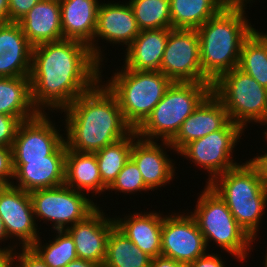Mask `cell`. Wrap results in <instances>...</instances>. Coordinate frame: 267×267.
<instances>
[{
	"label": "cell",
	"mask_w": 267,
	"mask_h": 267,
	"mask_svg": "<svg viewBox=\"0 0 267 267\" xmlns=\"http://www.w3.org/2000/svg\"><path fill=\"white\" fill-rule=\"evenodd\" d=\"M99 65L90 47L78 40L62 39L34 46L29 78L35 109L39 113H45V107L63 112L101 81Z\"/></svg>",
	"instance_id": "1"
},
{
	"label": "cell",
	"mask_w": 267,
	"mask_h": 267,
	"mask_svg": "<svg viewBox=\"0 0 267 267\" xmlns=\"http://www.w3.org/2000/svg\"><path fill=\"white\" fill-rule=\"evenodd\" d=\"M99 81L77 97L66 113V147L95 153L128 136L133 128L125 121L116 96Z\"/></svg>",
	"instance_id": "2"
},
{
	"label": "cell",
	"mask_w": 267,
	"mask_h": 267,
	"mask_svg": "<svg viewBox=\"0 0 267 267\" xmlns=\"http://www.w3.org/2000/svg\"><path fill=\"white\" fill-rule=\"evenodd\" d=\"M244 9L245 4H227L196 29L202 73L211 84L238 67L243 43L255 30L244 16Z\"/></svg>",
	"instance_id": "3"
},
{
	"label": "cell",
	"mask_w": 267,
	"mask_h": 267,
	"mask_svg": "<svg viewBox=\"0 0 267 267\" xmlns=\"http://www.w3.org/2000/svg\"><path fill=\"white\" fill-rule=\"evenodd\" d=\"M212 92L211 83L172 82L146 120L136 129L145 140L170 142L181 124Z\"/></svg>",
	"instance_id": "4"
},
{
	"label": "cell",
	"mask_w": 267,
	"mask_h": 267,
	"mask_svg": "<svg viewBox=\"0 0 267 267\" xmlns=\"http://www.w3.org/2000/svg\"><path fill=\"white\" fill-rule=\"evenodd\" d=\"M108 81L107 88L116 96L124 119L133 130L146 120L172 84L160 71L125 67Z\"/></svg>",
	"instance_id": "5"
},
{
	"label": "cell",
	"mask_w": 267,
	"mask_h": 267,
	"mask_svg": "<svg viewBox=\"0 0 267 267\" xmlns=\"http://www.w3.org/2000/svg\"><path fill=\"white\" fill-rule=\"evenodd\" d=\"M191 215L204 236L206 246L214 240L237 259H246L253 240L238 225L226 202L208 184Z\"/></svg>",
	"instance_id": "6"
},
{
	"label": "cell",
	"mask_w": 267,
	"mask_h": 267,
	"mask_svg": "<svg viewBox=\"0 0 267 267\" xmlns=\"http://www.w3.org/2000/svg\"><path fill=\"white\" fill-rule=\"evenodd\" d=\"M212 93L223 103L233 123L243 129L248 122L267 123V88L238 67L222 74Z\"/></svg>",
	"instance_id": "7"
},
{
	"label": "cell",
	"mask_w": 267,
	"mask_h": 267,
	"mask_svg": "<svg viewBox=\"0 0 267 267\" xmlns=\"http://www.w3.org/2000/svg\"><path fill=\"white\" fill-rule=\"evenodd\" d=\"M30 196L34 215L41 220L52 221L53 229L56 231L68 229V225L72 226L84 220L97 208L85 193L65 184L34 190L30 192Z\"/></svg>",
	"instance_id": "8"
},
{
	"label": "cell",
	"mask_w": 267,
	"mask_h": 267,
	"mask_svg": "<svg viewBox=\"0 0 267 267\" xmlns=\"http://www.w3.org/2000/svg\"><path fill=\"white\" fill-rule=\"evenodd\" d=\"M243 130L240 125L230 121L223 129L188 143L179 153L209 171L211 177L206 182L209 184L218 175L239 164L233 162L231 155Z\"/></svg>",
	"instance_id": "9"
},
{
	"label": "cell",
	"mask_w": 267,
	"mask_h": 267,
	"mask_svg": "<svg viewBox=\"0 0 267 267\" xmlns=\"http://www.w3.org/2000/svg\"><path fill=\"white\" fill-rule=\"evenodd\" d=\"M196 29L169 28L160 72L172 82L210 83L202 73Z\"/></svg>",
	"instance_id": "10"
},
{
	"label": "cell",
	"mask_w": 267,
	"mask_h": 267,
	"mask_svg": "<svg viewBox=\"0 0 267 267\" xmlns=\"http://www.w3.org/2000/svg\"><path fill=\"white\" fill-rule=\"evenodd\" d=\"M174 215L163 216L161 255L187 265L206 254V242L192 215Z\"/></svg>",
	"instance_id": "11"
},
{
	"label": "cell",
	"mask_w": 267,
	"mask_h": 267,
	"mask_svg": "<svg viewBox=\"0 0 267 267\" xmlns=\"http://www.w3.org/2000/svg\"><path fill=\"white\" fill-rule=\"evenodd\" d=\"M47 113L19 124L12 146L13 164H26V160L46 159L63 142Z\"/></svg>",
	"instance_id": "12"
},
{
	"label": "cell",
	"mask_w": 267,
	"mask_h": 267,
	"mask_svg": "<svg viewBox=\"0 0 267 267\" xmlns=\"http://www.w3.org/2000/svg\"><path fill=\"white\" fill-rule=\"evenodd\" d=\"M0 216L8 237H18L23 248L30 247L39 238L29 192L13 185H1Z\"/></svg>",
	"instance_id": "13"
},
{
	"label": "cell",
	"mask_w": 267,
	"mask_h": 267,
	"mask_svg": "<svg viewBox=\"0 0 267 267\" xmlns=\"http://www.w3.org/2000/svg\"><path fill=\"white\" fill-rule=\"evenodd\" d=\"M230 121L223 103L211 92L181 124L175 137L160 145L179 153L188 143L223 129Z\"/></svg>",
	"instance_id": "14"
},
{
	"label": "cell",
	"mask_w": 267,
	"mask_h": 267,
	"mask_svg": "<svg viewBox=\"0 0 267 267\" xmlns=\"http://www.w3.org/2000/svg\"><path fill=\"white\" fill-rule=\"evenodd\" d=\"M140 33L134 12L129 3H101L97 11V26L94 40L88 45L94 58L102 62L101 49L94 43L95 37H101L112 43H123L127 47ZM96 45V46H95ZM101 54V55H100Z\"/></svg>",
	"instance_id": "15"
},
{
	"label": "cell",
	"mask_w": 267,
	"mask_h": 267,
	"mask_svg": "<svg viewBox=\"0 0 267 267\" xmlns=\"http://www.w3.org/2000/svg\"><path fill=\"white\" fill-rule=\"evenodd\" d=\"M208 185L226 203L267 202V189L249 161L218 175Z\"/></svg>",
	"instance_id": "16"
},
{
	"label": "cell",
	"mask_w": 267,
	"mask_h": 267,
	"mask_svg": "<svg viewBox=\"0 0 267 267\" xmlns=\"http://www.w3.org/2000/svg\"><path fill=\"white\" fill-rule=\"evenodd\" d=\"M101 211L97 207L84 220L69 226L66 231L74 240L77 258L102 266L106 256L109 233L115 226V220L104 217Z\"/></svg>",
	"instance_id": "17"
},
{
	"label": "cell",
	"mask_w": 267,
	"mask_h": 267,
	"mask_svg": "<svg viewBox=\"0 0 267 267\" xmlns=\"http://www.w3.org/2000/svg\"><path fill=\"white\" fill-rule=\"evenodd\" d=\"M66 149L64 141L46 159L26 160V164H13V179L16 178L19 183L12 185L30 193L65 184Z\"/></svg>",
	"instance_id": "18"
},
{
	"label": "cell",
	"mask_w": 267,
	"mask_h": 267,
	"mask_svg": "<svg viewBox=\"0 0 267 267\" xmlns=\"http://www.w3.org/2000/svg\"><path fill=\"white\" fill-rule=\"evenodd\" d=\"M32 49L19 23H0V77H29Z\"/></svg>",
	"instance_id": "19"
},
{
	"label": "cell",
	"mask_w": 267,
	"mask_h": 267,
	"mask_svg": "<svg viewBox=\"0 0 267 267\" xmlns=\"http://www.w3.org/2000/svg\"><path fill=\"white\" fill-rule=\"evenodd\" d=\"M154 141L157 140L138 137L134 139L130 152V158L138 166L145 185L151 191L169 183L175 171L172 160L166 156L167 152Z\"/></svg>",
	"instance_id": "20"
},
{
	"label": "cell",
	"mask_w": 267,
	"mask_h": 267,
	"mask_svg": "<svg viewBox=\"0 0 267 267\" xmlns=\"http://www.w3.org/2000/svg\"><path fill=\"white\" fill-rule=\"evenodd\" d=\"M18 23L33 47L63 39L59 0H40Z\"/></svg>",
	"instance_id": "21"
},
{
	"label": "cell",
	"mask_w": 267,
	"mask_h": 267,
	"mask_svg": "<svg viewBox=\"0 0 267 267\" xmlns=\"http://www.w3.org/2000/svg\"><path fill=\"white\" fill-rule=\"evenodd\" d=\"M98 0H59L63 39L89 45L97 26Z\"/></svg>",
	"instance_id": "22"
},
{
	"label": "cell",
	"mask_w": 267,
	"mask_h": 267,
	"mask_svg": "<svg viewBox=\"0 0 267 267\" xmlns=\"http://www.w3.org/2000/svg\"><path fill=\"white\" fill-rule=\"evenodd\" d=\"M169 29L142 30L126 48L125 68L160 71Z\"/></svg>",
	"instance_id": "23"
},
{
	"label": "cell",
	"mask_w": 267,
	"mask_h": 267,
	"mask_svg": "<svg viewBox=\"0 0 267 267\" xmlns=\"http://www.w3.org/2000/svg\"><path fill=\"white\" fill-rule=\"evenodd\" d=\"M161 216V214L154 212H149V214L145 212L144 215L134 213L127 216L128 218H114V220L115 226L124 235L141 251L154 258L161 255V230L163 222V217Z\"/></svg>",
	"instance_id": "24"
},
{
	"label": "cell",
	"mask_w": 267,
	"mask_h": 267,
	"mask_svg": "<svg viewBox=\"0 0 267 267\" xmlns=\"http://www.w3.org/2000/svg\"><path fill=\"white\" fill-rule=\"evenodd\" d=\"M65 185L84 192L102 193L107 187L102 183L95 153H79L66 149Z\"/></svg>",
	"instance_id": "25"
},
{
	"label": "cell",
	"mask_w": 267,
	"mask_h": 267,
	"mask_svg": "<svg viewBox=\"0 0 267 267\" xmlns=\"http://www.w3.org/2000/svg\"><path fill=\"white\" fill-rule=\"evenodd\" d=\"M0 114L16 117L20 122L36 117L29 77H0Z\"/></svg>",
	"instance_id": "26"
},
{
	"label": "cell",
	"mask_w": 267,
	"mask_h": 267,
	"mask_svg": "<svg viewBox=\"0 0 267 267\" xmlns=\"http://www.w3.org/2000/svg\"><path fill=\"white\" fill-rule=\"evenodd\" d=\"M172 29H198L227 4L224 0H169Z\"/></svg>",
	"instance_id": "27"
},
{
	"label": "cell",
	"mask_w": 267,
	"mask_h": 267,
	"mask_svg": "<svg viewBox=\"0 0 267 267\" xmlns=\"http://www.w3.org/2000/svg\"><path fill=\"white\" fill-rule=\"evenodd\" d=\"M151 260L116 226L112 228L102 267H150Z\"/></svg>",
	"instance_id": "28"
},
{
	"label": "cell",
	"mask_w": 267,
	"mask_h": 267,
	"mask_svg": "<svg viewBox=\"0 0 267 267\" xmlns=\"http://www.w3.org/2000/svg\"><path fill=\"white\" fill-rule=\"evenodd\" d=\"M238 68L267 88V35L254 30L244 41Z\"/></svg>",
	"instance_id": "29"
},
{
	"label": "cell",
	"mask_w": 267,
	"mask_h": 267,
	"mask_svg": "<svg viewBox=\"0 0 267 267\" xmlns=\"http://www.w3.org/2000/svg\"><path fill=\"white\" fill-rule=\"evenodd\" d=\"M138 138L136 130L115 143L95 152L102 183L108 188L116 179L125 163L130 159L133 139Z\"/></svg>",
	"instance_id": "30"
},
{
	"label": "cell",
	"mask_w": 267,
	"mask_h": 267,
	"mask_svg": "<svg viewBox=\"0 0 267 267\" xmlns=\"http://www.w3.org/2000/svg\"><path fill=\"white\" fill-rule=\"evenodd\" d=\"M57 233L55 240L46 245H42L39 237L30 246L48 267H65L77 259L76 246L70 234L66 230Z\"/></svg>",
	"instance_id": "31"
},
{
	"label": "cell",
	"mask_w": 267,
	"mask_h": 267,
	"mask_svg": "<svg viewBox=\"0 0 267 267\" xmlns=\"http://www.w3.org/2000/svg\"><path fill=\"white\" fill-rule=\"evenodd\" d=\"M140 31L171 28L169 0H130Z\"/></svg>",
	"instance_id": "32"
},
{
	"label": "cell",
	"mask_w": 267,
	"mask_h": 267,
	"mask_svg": "<svg viewBox=\"0 0 267 267\" xmlns=\"http://www.w3.org/2000/svg\"><path fill=\"white\" fill-rule=\"evenodd\" d=\"M267 202L226 203L238 225L254 241Z\"/></svg>",
	"instance_id": "33"
},
{
	"label": "cell",
	"mask_w": 267,
	"mask_h": 267,
	"mask_svg": "<svg viewBox=\"0 0 267 267\" xmlns=\"http://www.w3.org/2000/svg\"><path fill=\"white\" fill-rule=\"evenodd\" d=\"M107 190L133 193L141 190L147 191L150 189L145 185L138 166L130 158Z\"/></svg>",
	"instance_id": "34"
},
{
	"label": "cell",
	"mask_w": 267,
	"mask_h": 267,
	"mask_svg": "<svg viewBox=\"0 0 267 267\" xmlns=\"http://www.w3.org/2000/svg\"><path fill=\"white\" fill-rule=\"evenodd\" d=\"M21 122L13 116L0 114V147H12Z\"/></svg>",
	"instance_id": "35"
},
{
	"label": "cell",
	"mask_w": 267,
	"mask_h": 267,
	"mask_svg": "<svg viewBox=\"0 0 267 267\" xmlns=\"http://www.w3.org/2000/svg\"><path fill=\"white\" fill-rule=\"evenodd\" d=\"M14 177L12 147H0V186L12 185ZM10 181V182H9Z\"/></svg>",
	"instance_id": "36"
},
{
	"label": "cell",
	"mask_w": 267,
	"mask_h": 267,
	"mask_svg": "<svg viewBox=\"0 0 267 267\" xmlns=\"http://www.w3.org/2000/svg\"><path fill=\"white\" fill-rule=\"evenodd\" d=\"M40 0H8L9 22L18 23Z\"/></svg>",
	"instance_id": "37"
},
{
	"label": "cell",
	"mask_w": 267,
	"mask_h": 267,
	"mask_svg": "<svg viewBox=\"0 0 267 267\" xmlns=\"http://www.w3.org/2000/svg\"><path fill=\"white\" fill-rule=\"evenodd\" d=\"M18 254V255H17ZM16 267H48L43 260L30 248H23L22 253H14ZM18 261V265H17Z\"/></svg>",
	"instance_id": "38"
},
{
	"label": "cell",
	"mask_w": 267,
	"mask_h": 267,
	"mask_svg": "<svg viewBox=\"0 0 267 267\" xmlns=\"http://www.w3.org/2000/svg\"><path fill=\"white\" fill-rule=\"evenodd\" d=\"M221 257L214 253L200 256L195 261L188 263L186 267H225Z\"/></svg>",
	"instance_id": "39"
},
{
	"label": "cell",
	"mask_w": 267,
	"mask_h": 267,
	"mask_svg": "<svg viewBox=\"0 0 267 267\" xmlns=\"http://www.w3.org/2000/svg\"><path fill=\"white\" fill-rule=\"evenodd\" d=\"M249 162L256 168L259 177L267 189V153L250 159Z\"/></svg>",
	"instance_id": "40"
},
{
	"label": "cell",
	"mask_w": 267,
	"mask_h": 267,
	"mask_svg": "<svg viewBox=\"0 0 267 267\" xmlns=\"http://www.w3.org/2000/svg\"><path fill=\"white\" fill-rule=\"evenodd\" d=\"M150 267H186L184 263L173 260L172 258L159 255L152 258Z\"/></svg>",
	"instance_id": "41"
},
{
	"label": "cell",
	"mask_w": 267,
	"mask_h": 267,
	"mask_svg": "<svg viewBox=\"0 0 267 267\" xmlns=\"http://www.w3.org/2000/svg\"><path fill=\"white\" fill-rule=\"evenodd\" d=\"M13 248H0V267H14ZM13 265V266H12Z\"/></svg>",
	"instance_id": "42"
},
{
	"label": "cell",
	"mask_w": 267,
	"mask_h": 267,
	"mask_svg": "<svg viewBox=\"0 0 267 267\" xmlns=\"http://www.w3.org/2000/svg\"><path fill=\"white\" fill-rule=\"evenodd\" d=\"M65 267H102L100 264L77 258L70 261Z\"/></svg>",
	"instance_id": "43"
},
{
	"label": "cell",
	"mask_w": 267,
	"mask_h": 267,
	"mask_svg": "<svg viewBox=\"0 0 267 267\" xmlns=\"http://www.w3.org/2000/svg\"><path fill=\"white\" fill-rule=\"evenodd\" d=\"M9 22V4L8 0H0V23Z\"/></svg>",
	"instance_id": "44"
},
{
	"label": "cell",
	"mask_w": 267,
	"mask_h": 267,
	"mask_svg": "<svg viewBox=\"0 0 267 267\" xmlns=\"http://www.w3.org/2000/svg\"><path fill=\"white\" fill-rule=\"evenodd\" d=\"M6 238H8V235L6 233V230H5V227H4V224H3V220H2V218L0 216V240H1V242L4 241V239L7 240Z\"/></svg>",
	"instance_id": "45"
},
{
	"label": "cell",
	"mask_w": 267,
	"mask_h": 267,
	"mask_svg": "<svg viewBox=\"0 0 267 267\" xmlns=\"http://www.w3.org/2000/svg\"><path fill=\"white\" fill-rule=\"evenodd\" d=\"M226 4H244V2L249 3L250 0H224ZM252 1V0H251Z\"/></svg>",
	"instance_id": "46"
},
{
	"label": "cell",
	"mask_w": 267,
	"mask_h": 267,
	"mask_svg": "<svg viewBox=\"0 0 267 267\" xmlns=\"http://www.w3.org/2000/svg\"><path fill=\"white\" fill-rule=\"evenodd\" d=\"M267 254V253H266ZM266 258H265V263H264V267H267V255L265 256Z\"/></svg>",
	"instance_id": "47"
}]
</instances>
